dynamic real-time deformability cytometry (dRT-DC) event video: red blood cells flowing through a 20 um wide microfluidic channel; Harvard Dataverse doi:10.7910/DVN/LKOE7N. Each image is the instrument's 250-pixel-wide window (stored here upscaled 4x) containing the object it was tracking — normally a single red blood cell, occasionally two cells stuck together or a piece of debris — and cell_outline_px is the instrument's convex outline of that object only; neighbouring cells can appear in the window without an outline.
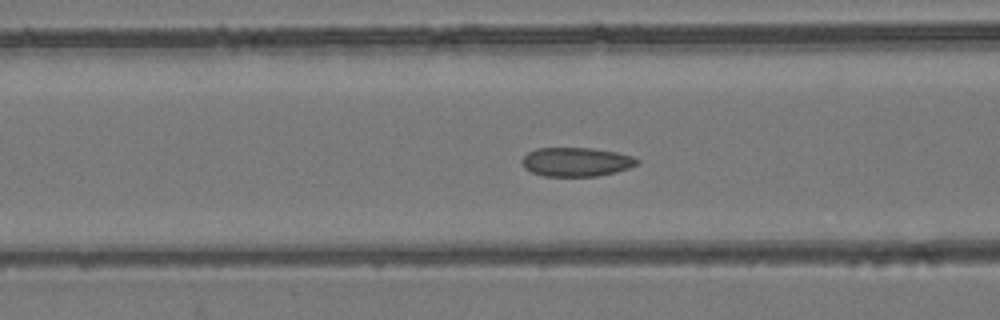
{"species": "common noctule bat (a hibernating species)", "species_latin": "Nyctalus noctula", "temperature_condition": "room temperature", "stored_images_in_passage": 53, "camera_frame_rate_fps": 3000, "um_per_image_px": 0.085, "animal": {"sex": "female", "body_mass_g": 24.6, "forearm_length_mm": 56.2}, "frame": {"image": 1, "passage_image": 21, "time_ms": 6.667, "image_size_px": [1000, 320], "cell_outline_px": [[640, 160], [636, 164], [628, 168], [616, 172], [596, 176], [544, 176], [532, 172], [524, 168], [520, 160], [528, 152], [536, 148], [592, 148], [616, 152], [632, 156]], "centroid_in_image_um": [48.95, 13.76], "position_along_channel_um": 117.6, "area_um2": 19.42}}
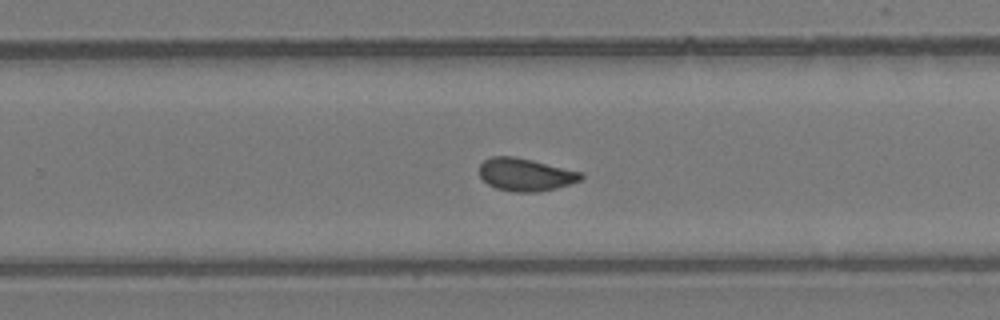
{"frame": {"image": 2, "passage_image": 34, "time_ms": 11.0, "image_size_px": [1000, 320], "cell_outline_px": [[584, 176], [580, 180], [556, 188], [536, 192], [512, 192], [496, 188], [488, 184], [480, 176], [480, 164], [484, 160], [492, 156], [516, 156], [584, 172]], "centroid_in_image_um": [44.68, 14.83], "position_along_channel_um": 285.1, "area_um2": 19.48}}
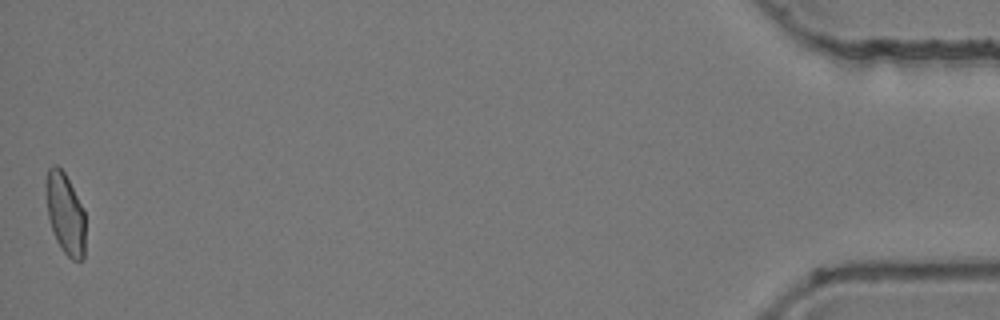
{"frame": {"image": 3, "passage_image": 53, "time_ms": 17.333, "image_size_px": [1000, 320], "cell_outline_px": [[84, 260], [72, 260], [60, 248], [56, 240], [48, 216], [44, 188], [44, 184], [48, 168], [52, 164], [56, 164], [64, 172], [84, 212]], "centroid_in_image_um": [5.5, 18.14], "position_along_channel_um": 429.7, "area_um2": 18.55}, "authors_computed_cell_mechanics": {"area_um2": 19.4786, "velocity_mm_per_s": 3.8689, "shape_relaxation_time_tau1_ms": null, "shape_relaxation_time_tau2_ms": 1.7108, "deformation_change_tau1": null, "deformation_change_tau2": 0.0625}}